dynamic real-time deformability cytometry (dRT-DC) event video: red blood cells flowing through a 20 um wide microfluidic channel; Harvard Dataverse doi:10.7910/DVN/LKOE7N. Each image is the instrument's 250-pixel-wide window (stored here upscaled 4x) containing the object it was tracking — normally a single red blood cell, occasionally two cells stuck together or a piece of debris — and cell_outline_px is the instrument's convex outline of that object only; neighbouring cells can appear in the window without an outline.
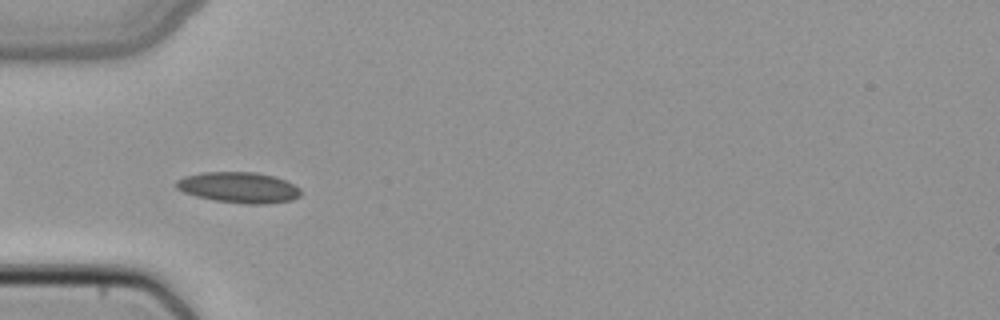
{"species": "common noctule bat (a hibernating species)", "species_latin": "Nyctalus noctula", "temperature_condition": "cold", "stored_images_in_passage": 48, "camera_frame_rate_fps": 3000, "um_per_image_px": 0.085, "animal": {"sex": "female", "body_mass_g": 22.7, "forearm_length_mm": 54.2}, "frame": {"image": 1, "passage_image": 17, "time_ms": 5.333, "image_size_px": [1000, 320], "cell_outline_px": [[300, 196], [292, 200], [268, 204], [244, 204], [216, 200], [196, 196], [184, 192], [176, 188], [176, 180], [184, 176], [204, 172], [256, 172], [272, 176], [284, 180], [300, 188]], "centroid_in_image_um": [20.29, 15.94], "position_along_channel_um": 64.7, "area_um2": 22.25}}
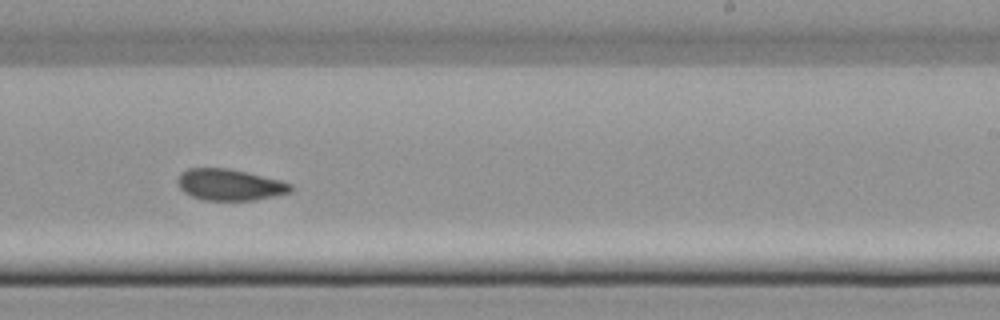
{"frame": {"image": 2, "passage_image": 32, "time_ms": 10.333, "image_size_px": [1000, 320], "cell_outline_px": [[292, 192], [256, 200], [204, 200], [192, 196], [184, 192], [176, 184], [176, 180], [180, 172], [188, 168], [228, 168], [280, 180], [292, 184]], "centroid_in_image_um": [19.49, 15.7], "position_along_channel_um": 269.5, "area_um2": 20.75}}
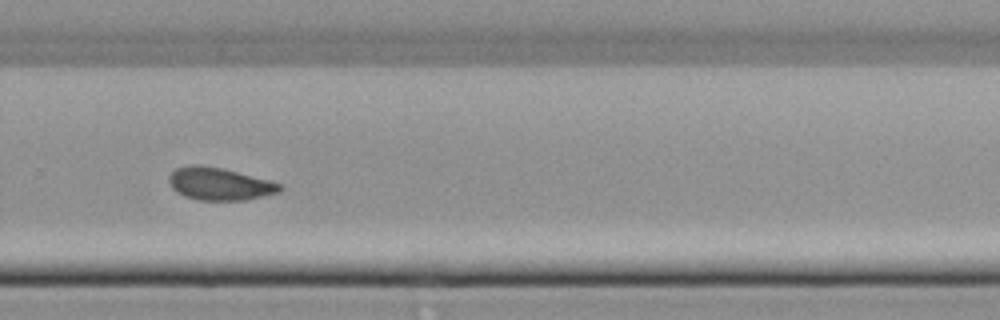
{"frame": {"image": 3, "passage_image": 35, "time_ms": 11.333, "image_size_px": [1000, 320], "cell_outline_px": [[284, 188], [280, 192], [244, 200], [196, 200], [184, 196], [176, 192], [172, 188], [168, 180], [168, 176], [176, 168], [188, 164], [200, 164], [224, 168], [272, 180], [280, 184]], "centroid_in_image_um": [18.65, 15.61], "position_along_channel_um": 311.1, "area_um2": 21.44}}